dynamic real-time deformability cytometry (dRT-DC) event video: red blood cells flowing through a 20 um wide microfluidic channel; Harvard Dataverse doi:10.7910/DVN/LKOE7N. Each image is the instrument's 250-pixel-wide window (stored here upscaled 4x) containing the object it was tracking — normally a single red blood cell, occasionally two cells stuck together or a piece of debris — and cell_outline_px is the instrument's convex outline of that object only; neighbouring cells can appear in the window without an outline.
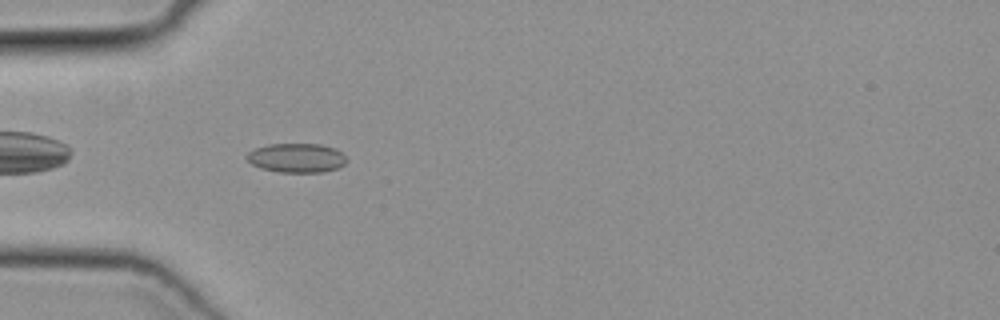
{"species": "common noctule bat (a hibernating species)", "species_latin": "Nyctalus noctula", "temperature_condition": "cold", "stored_images_in_passage": 36, "camera_frame_rate_fps": 3000, "um_per_image_px": 0.085, "animal": {"sex": "female", "body_mass_g": 19.3, "forearm_length_mm": 54.1}, "frame": {"image": 1, "passage_image": 2, "time_ms": 0.333, "image_size_px": [1000, 320], "cell_outline_px": [[348, 160], [340, 168], [324, 172], [280, 172], [260, 168], [252, 164], [244, 156], [248, 152], [256, 148], [268, 144], [320, 144], [336, 148]], "centroid_in_image_um": [25.22, 13.42], "position_along_channel_um": 59.8, "area_um2": 17.11}}
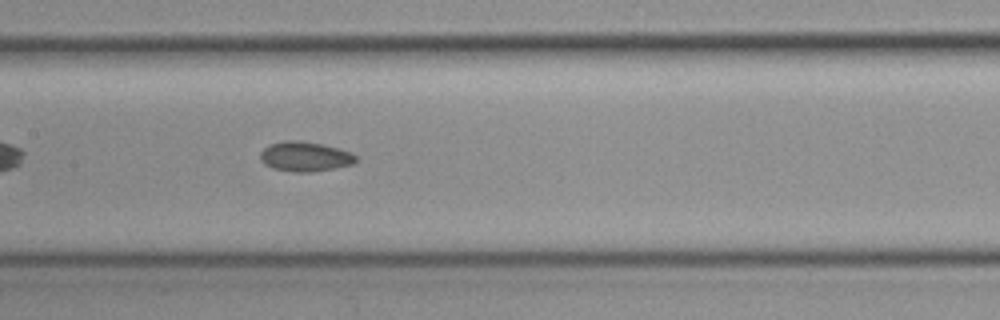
{"frame": {"image": 2, "passage_image": 11, "time_ms": 3.333, "image_size_px": [1000, 320], "cell_outline_px": [[360, 160], [352, 164], [336, 168], [308, 172], [292, 172], [272, 168], [264, 164], [260, 160], [260, 152], [264, 148], [272, 144], [288, 140], [300, 140], [340, 148], [352, 152]], "centroid_in_image_um": [25.96, 13.31], "position_along_channel_um": 181.4, "area_um2": 16.7}}
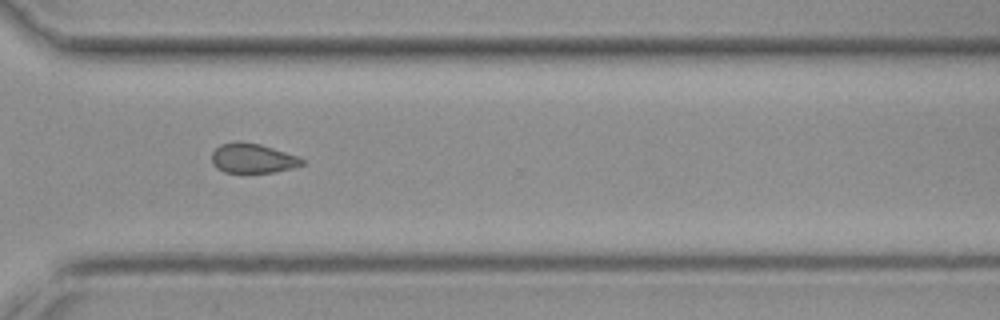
{"frame": {"image": 3, "passage_image": 23, "time_ms": 7.333, "image_size_px": [1000, 320], "cell_outline_px": [[304, 164], [292, 168], [272, 172], [224, 172], [216, 168], [212, 164], [212, 152], [220, 144], [236, 140], [240, 140], [260, 144], [296, 156], [304, 160]], "centroid_in_image_um": [21.42, 13.44], "position_along_channel_um": 349.2, "area_um2": 15.55}}